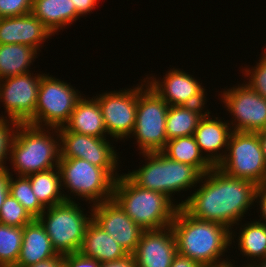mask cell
<instances>
[{"mask_svg": "<svg viewBox=\"0 0 266 267\" xmlns=\"http://www.w3.org/2000/svg\"><path fill=\"white\" fill-rule=\"evenodd\" d=\"M75 201H64L45 211L37 218L49 236L58 254L79 251L85 232L92 221V211L88 217ZM47 210V211H46Z\"/></svg>", "mask_w": 266, "mask_h": 267, "instance_id": "obj_7", "label": "cell"}, {"mask_svg": "<svg viewBox=\"0 0 266 267\" xmlns=\"http://www.w3.org/2000/svg\"><path fill=\"white\" fill-rule=\"evenodd\" d=\"M245 225V226H244ZM240 227L239 238L238 239V250H240L242 256H247L251 263L246 264V266H252L256 263V260H262L266 258V225L261 222L251 221L247 224L245 223ZM243 227V228H242Z\"/></svg>", "mask_w": 266, "mask_h": 267, "instance_id": "obj_28", "label": "cell"}, {"mask_svg": "<svg viewBox=\"0 0 266 267\" xmlns=\"http://www.w3.org/2000/svg\"><path fill=\"white\" fill-rule=\"evenodd\" d=\"M145 165L126 174L139 187L160 192L172 201V193L194 188L202 174L193 166L176 162L162 151L140 153Z\"/></svg>", "mask_w": 266, "mask_h": 267, "instance_id": "obj_5", "label": "cell"}, {"mask_svg": "<svg viewBox=\"0 0 266 267\" xmlns=\"http://www.w3.org/2000/svg\"><path fill=\"white\" fill-rule=\"evenodd\" d=\"M112 199L144 230L170 226L179 208L168 196L139 187L124 173L115 181Z\"/></svg>", "mask_w": 266, "mask_h": 267, "instance_id": "obj_3", "label": "cell"}, {"mask_svg": "<svg viewBox=\"0 0 266 267\" xmlns=\"http://www.w3.org/2000/svg\"><path fill=\"white\" fill-rule=\"evenodd\" d=\"M10 160L17 176H29L57 168L60 160L58 128L20 123L11 146Z\"/></svg>", "mask_w": 266, "mask_h": 267, "instance_id": "obj_4", "label": "cell"}, {"mask_svg": "<svg viewBox=\"0 0 266 267\" xmlns=\"http://www.w3.org/2000/svg\"><path fill=\"white\" fill-rule=\"evenodd\" d=\"M64 262L69 267H99L100 262L93 258L85 257L79 252L64 255Z\"/></svg>", "mask_w": 266, "mask_h": 267, "instance_id": "obj_35", "label": "cell"}, {"mask_svg": "<svg viewBox=\"0 0 266 267\" xmlns=\"http://www.w3.org/2000/svg\"><path fill=\"white\" fill-rule=\"evenodd\" d=\"M170 226L176 239L177 253L202 267H217L231 262L227 257L221 258L231 246V231L227 227L193 218L181 207Z\"/></svg>", "mask_w": 266, "mask_h": 267, "instance_id": "obj_2", "label": "cell"}, {"mask_svg": "<svg viewBox=\"0 0 266 267\" xmlns=\"http://www.w3.org/2000/svg\"><path fill=\"white\" fill-rule=\"evenodd\" d=\"M258 202L260 207V214H261V220L259 219L258 221L261 222L262 224L266 225V184H262L258 186L257 192H256V201L255 203Z\"/></svg>", "mask_w": 266, "mask_h": 267, "instance_id": "obj_37", "label": "cell"}, {"mask_svg": "<svg viewBox=\"0 0 266 267\" xmlns=\"http://www.w3.org/2000/svg\"><path fill=\"white\" fill-rule=\"evenodd\" d=\"M23 227L0 223V267H14L20 255Z\"/></svg>", "mask_w": 266, "mask_h": 267, "instance_id": "obj_29", "label": "cell"}, {"mask_svg": "<svg viewBox=\"0 0 266 267\" xmlns=\"http://www.w3.org/2000/svg\"><path fill=\"white\" fill-rule=\"evenodd\" d=\"M99 267H137L133 255L128 254L122 259L100 263Z\"/></svg>", "mask_w": 266, "mask_h": 267, "instance_id": "obj_39", "label": "cell"}, {"mask_svg": "<svg viewBox=\"0 0 266 267\" xmlns=\"http://www.w3.org/2000/svg\"><path fill=\"white\" fill-rule=\"evenodd\" d=\"M199 182H202L199 188L179 202V207L193 218L227 227L231 231V244L235 243L233 226L239 225V221H242L244 214L256 201L259 185L231 177L218 167L203 174Z\"/></svg>", "mask_w": 266, "mask_h": 267, "instance_id": "obj_1", "label": "cell"}, {"mask_svg": "<svg viewBox=\"0 0 266 267\" xmlns=\"http://www.w3.org/2000/svg\"><path fill=\"white\" fill-rule=\"evenodd\" d=\"M57 255L44 227L34 219L23 227L20 255L14 267H26Z\"/></svg>", "mask_w": 266, "mask_h": 267, "instance_id": "obj_20", "label": "cell"}, {"mask_svg": "<svg viewBox=\"0 0 266 267\" xmlns=\"http://www.w3.org/2000/svg\"><path fill=\"white\" fill-rule=\"evenodd\" d=\"M19 124L18 121L12 119L0 118V171L8 169L6 159H9L11 146Z\"/></svg>", "mask_w": 266, "mask_h": 267, "instance_id": "obj_32", "label": "cell"}, {"mask_svg": "<svg viewBox=\"0 0 266 267\" xmlns=\"http://www.w3.org/2000/svg\"><path fill=\"white\" fill-rule=\"evenodd\" d=\"M146 82L169 106L206 105V92L202 83L181 69L172 68L163 79L148 76Z\"/></svg>", "mask_w": 266, "mask_h": 267, "instance_id": "obj_15", "label": "cell"}, {"mask_svg": "<svg viewBox=\"0 0 266 267\" xmlns=\"http://www.w3.org/2000/svg\"><path fill=\"white\" fill-rule=\"evenodd\" d=\"M61 267H69L65 262L61 265Z\"/></svg>", "mask_w": 266, "mask_h": 267, "instance_id": "obj_46", "label": "cell"}, {"mask_svg": "<svg viewBox=\"0 0 266 267\" xmlns=\"http://www.w3.org/2000/svg\"><path fill=\"white\" fill-rule=\"evenodd\" d=\"M258 135L261 141V145H262V149H263V153H264V157L266 161V129L258 132Z\"/></svg>", "mask_w": 266, "mask_h": 267, "instance_id": "obj_42", "label": "cell"}, {"mask_svg": "<svg viewBox=\"0 0 266 267\" xmlns=\"http://www.w3.org/2000/svg\"><path fill=\"white\" fill-rule=\"evenodd\" d=\"M99 0H71L72 4L75 6L76 14L80 17L82 15L90 14ZM91 11V12H90Z\"/></svg>", "mask_w": 266, "mask_h": 267, "instance_id": "obj_36", "label": "cell"}, {"mask_svg": "<svg viewBox=\"0 0 266 267\" xmlns=\"http://www.w3.org/2000/svg\"><path fill=\"white\" fill-rule=\"evenodd\" d=\"M139 85L133 89L104 92L94 96L99 103L105 128L116 141L130 138L136 122Z\"/></svg>", "mask_w": 266, "mask_h": 267, "instance_id": "obj_12", "label": "cell"}, {"mask_svg": "<svg viewBox=\"0 0 266 267\" xmlns=\"http://www.w3.org/2000/svg\"><path fill=\"white\" fill-rule=\"evenodd\" d=\"M32 8L33 0H0V18L23 16Z\"/></svg>", "mask_w": 266, "mask_h": 267, "instance_id": "obj_34", "label": "cell"}, {"mask_svg": "<svg viewBox=\"0 0 266 267\" xmlns=\"http://www.w3.org/2000/svg\"><path fill=\"white\" fill-rule=\"evenodd\" d=\"M31 13L52 35L79 19L71 0H33Z\"/></svg>", "mask_w": 266, "mask_h": 267, "instance_id": "obj_23", "label": "cell"}, {"mask_svg": "<svg viewBox=\"0 0 266 267\" xmlns=\"http://www.w3.org/2000/svg\"><path fill=\"white\" fill-rule=\"evenodd\" d=\"M10 172L9 194L14 197L34 218L37 219L45 208L40 204L33 193L30 180L27 176H18L15 180Z\"/></svg>", "mask_w": 266, "mask_h": 267, "instance_id": "obj_30", "label": "cell"}, {"mask_svg": "<svg viewBox=\"0 0 266 267\" xmlns=\"http://www.w3.org/2000/svg\"><path fill=\"white\" fill-rule=\"evenodd\" d=\"M210 113V110L207 111L200 119L193 136L202 155L205 154L204 157L207 161L213 167H217L226 154L232 128L229 120L222 121L221 118H213V116L210 118ZM223 148L225 149L224 151Z\"/></svg>", "mask_w": 266, "mask_h": 267, "instance_id": "obj_18", "label": "cell"}, {"mask_svg": "<svg viewBox=\"0 0 266 267\" xmlns=\"http://www.w3.org/2000/svg\"><path fill=\"white\" fill-rule=\"evenodd\" d=\"M33 220L34 218L30 213L14 197L8 194L0 210V223L8 226L24 227Z\"/></svg>", "mask_w": 266, "mask_h": 267, "instance_id": "obj_31", "label": "cell"}, {"mask_svg": "<svg viewBox=\"0 0 266 267\" xmlns=\"http://www.w3.org/2000/svg\"><path fill=\"white\" fill-rule=\"evenodd\" d=\"M51 32L32 13L0 18V44H24L37 51Z\"/></svg>", "mask_w": 266, "mask_h": 267, "instance_id": "obj_19", "label": "cell"}, {"mask_svg": "<svg viewBox=\"0 0 266 267\" xmlns=\"http://www.w3.org/2000/svg\"><path fill=\"white\" fill-rule=\"evenodd\" d=\"M91 208L92 220L112 236L127 254L132 255L144 229L136 224L113 199Z\"/></svg>", "mask_w": 266, "mask_h": 267, "instance_id": "obj_16", "label": "cell"}, {"mask_svg": "<svg viewBox=\"0 0 266 267\" xmlns=\"http://www.w3.org/2000/svg\"><path fill=\"white\" fill-rule=\"evenodd\" d=\"M257 262H259V263H257ZM252 266L253 267H266V258L259 260V261H256V263H254Z\"/></svg>", "mask_w": 266, "mask_h": 267, "instance_id": "obj_43", "label": "cell"}, {"mask_svg": "<svg viewBox=\"0 0 266 267\" xmlns=\"http://www.w3.org/2000/svg\"><path fill=\"white\" fill-rule=\"evenodd\" d=\"M162 152L176 162L195 167L202 175L213 168L202 155L193 135L167 141Z\"/></svg>", "mask_w": 266, "mask_h": 267, "instance_id": "obj_27", "label": "cell"}, {"mask_svg": "<svg viewBox=\"0 0 266 267\" xmlns=\"http://www.w3.org/2000/svg\"><path fill=\"white\" fill-rule=\"evenodd\" d=\"M58 169L62 187L68 188L75 199L79 196L89 200L92 206L112 199L115 181L120 176L117 169H103L79 158H60Z\"/></svg>", "mask_w": 266, "mask_h": 267, "instance_id": "obj_6", "label": "cell"}, {"mask_svg": "<svg viewBox=\"0 0 266 267\" xmlns=\"http://www.w3.org/2000/svg\"><path fill=\"white\" fill-rule=\"evenodd\" d=\"M217 267H236V265L234 263L232 264V262H230L228 264H225V265H222V266H217Z\"/></svg>", "mask_w": 266, "mask_h": 267, "instance_id": "obj_44", "label": "cell"}, {"mask_svg": "<svg viewBox=\"0 0 266 267\" xmlns=\"http://www.w3.org/2000/svg\"><path fill=\"white\" fill-rule=\"evenodd\" d=\"M226 151L219 169L231 177L266 184V161L258 133L232 131Z\"/></svg>", "mask_w": 266, "mask_h": 267, "instance_id": "obj_9", "label": "cell"}, {"mask_svg": "<svg viewBox=\"0 0 266 267\" xmlns=\"http://www.w3.org/2000/svg\"><path fill=\"white\" fill-rule=\"evenodd\" d=\"M170 267H202L196 261L177 253Z\"/></svg>", "mask_w": 266, "mask_h": 267, "instance_id": "obj_41", "label": "cell"}, {"mask_svg": "<svg viewBox=\"0 0 266 267\" xmlns=\"http://www.w3.org/2000/svg\"><path fill=\"white\" fill-rule=\"evenodd\" d=\"M58 133L60 158H79L103 169H118V153L107 138L67 131L64 127L58 128Z\"/></svg>", "mask_w": 266, "mask_h": 267, "instance_id": "obj_14", "label": "cell"}, {"mask_svg": "<svg viewBox=\"0 0 266 267\" xmlns=\"http://www.w3.org/2000/svg\"><path fill=\"white\" fill-rule=\"evenodd\" d=\"M241 267H253V266H245V264H244V265H242Z\"/></svg>", "mask_w": 266, "mask_h": 267, "instance_id": "obj_47", "label": "cell"}, {"mask_svg": "<svg viewBox=\"0 0 266 267\" xmlns=\"http://www.w3.org/2000/svg\"><path fill=\"white\" fill-rule=\"evenodd\" d=\"M70 84L44 74L40 81L35 115L28 124L47 128L63 127L82 97Z\"/></svg>", "mask_w": 266, "mask_h": 267, "instance_id": "obj_10", "label": "cell"}, {"mask_svg": "<svg viewBox=\"0 0 266 267\" xmlns=\"http://www.w3.org/2000/svg\"><path fill=\"white\" fill-rule=\"evenodd\" d=\"M27 177L30 180L33 193L45 209L60 204L66 200L75 201L73 200V196L70 197L66 193H63L64 188H62L61 185L58 167L34 173Z\"/></svg>", "mask_w": 266, "mask_h": 267, "instance_id": "obj_24", "label": "cell"}, {"mask_svg": "<svg viewBox=\"0 0 266 267\" xmlns=\"http://www.w3.org/2000/svg\"><path fill=\"white\" fill-rule=\"evenodd\" d=\"M266 47V46H265ZM263 54H261L265 59H266V49L264 50V52H262Z\"/></svg>", "mask_w": 266, "mask_h": 267, "instance_id": "obj_45", "label": "cell"}, {"mask_svg": "<svg viewBox=\"0 0 266 267\" xmlns=\"http://www.w3.org/2000/svg\"><path fill=\"white\" fill-rule=\"evenodd\" d=\"M10 169L0 171V210L5 198L9 194Z\"/></svg>", "mask_w": 266, "mask_h": 267, "instance_id": "obj_38", "label": "cell"}, {"mask_svg": "<svg viewBox=\"0 0 266 267\" xmlns=\"http://www.w3.org/2000/svg\"><path fill=\"white\" fill-rule=\"evenodd\" d=\"M176 254V239L168 226L144 230L132 255L137 267H170Z\"/></svg>", "mask_w": 266, "mask_h": 267, "instance_id": "obj_17", "label": "cell"}, {"mask_svg": "<svg viewBox=\"0 0 266 267\" xmlns=\"http://www.w3.org/2000/svg\"><path fill=\"white\" fill-rule=\"evenodd\" d=\"M204 109L205 105L169 106L165 125L168 141L194 135L200 119L208 111Z\"/></svg>", "mask_w": 266, "mask_h": 267, "instance_id": "obj_25", "label": "cell"}, {"mask_svg": "<svg viewBox=\"0 0 266 267\" xmlns=\"http://www.w3.org/2000/svg\"><path fill=\"white\" fill-rule=\"evenodd\" d=\"M78 252L100 263L119 260L128 255L117 241L93 220L87 227Z\"/></svg>", "mask_w": 266, "mask_h": 267, "instance_id": "obj_22", "label": "cell"}, {"mask_svg": "<svg viewBox=\"0 0 266 267\" xmlns=\"http://www.w3.org/2000/svg\"><path fill=\"white\" fill-rule=\"evenodd\" d=\"M221 91V102L231 115L232 131L258 133L266 129V99L246 83ZM234 122V123H233Z\"/></svg>", "mask_w": 266, "mask_h": 267, "instance_id": "obj_11", "label": "cell"}, {"mask_svg": "<svg viewBox=\"0 0 266 267\" xmlns=\"http://www.w3.org/2000/svg\"><path fill=\"white\" fill-rule=\"evenodd\" d=\"M64 263V255L58 254L57 256L40 261L36 264H32L26 267H61Z\"/></svg>", "mask_w": 266, "mask_h": 267, "instance_id": "obj_40", "label": "cell"}, {"mask_svg": "<svg viewBox=\"0 0 266 267\" xmlns=\"http://www.w3.org/2000/svg\"><path fill=\"white\" fill-rule=\"evenodd\" d=\"M45 73L31 72L0 80V102L5 118L28 123L35 115L40 81Z\"/></svg>", "mask_w": 266, "mask_h": 267, "instance_id": "obj_13", "label": "cell"}, {"mask_svg": "<svg viewBox=\"0 0 266 267\" xmlns=\"http://www.w3.org/2000/svg\"><path fill=\"white\" fill-rule=\"evenodd\" d=\"M142 82L131 136L135 137L140 153L162 151L168 141L165 125L169 105L148 85L146 79Z\"/></svg>", "mask_w": 266, "mask_h": 267, "instance_id": "obj_8", "label": "cell"}, {"mask_svg": "<svg viewBox=\"0 0 266 267\" xmlns=\"http://www.w3.org/2000/svg\"><path fill=\"white\" fill-rule=\"evenodd\" d=\"M38 51L24 44H0V80L31 72Z\"/></svg>", "mask_w": 266, "mask_h": 267, "instance_id": "obj_26", "label": "cell"}, {"mask_svg": "<svg viewBox=\"0 0 266 267\" xmlns=\"http://www.w3.org/2000/svg\"><path fill=\"white\" fill-rule=\"evenodd\" d=\"M258 61L256 66L249 67V69L246 67L242 71L248 77L246 80H249L245 83L266 99V59L262 56Z\"/></svg>", "mask_w": 266, "mask_h": 267, "instance_id": "obj_33", "label": "cell"}, {"mask_svg": "<svg viewBox=\"0 0 266 267\" xmlns=\"http://www.w3.org/2000/svg\"><path fill=\"white\" fill-rule=\"evenodd\" d=\"M93 98L90 99V97L82 96L77 101L68 122L63 127L67 131L106 138L108 133L101 109L98 100L95 97Z\"/></svg>", "mask_w": 266, "mask_h": 267, "instance_id": "obj_21", "label": "cell"}]
</instances>
